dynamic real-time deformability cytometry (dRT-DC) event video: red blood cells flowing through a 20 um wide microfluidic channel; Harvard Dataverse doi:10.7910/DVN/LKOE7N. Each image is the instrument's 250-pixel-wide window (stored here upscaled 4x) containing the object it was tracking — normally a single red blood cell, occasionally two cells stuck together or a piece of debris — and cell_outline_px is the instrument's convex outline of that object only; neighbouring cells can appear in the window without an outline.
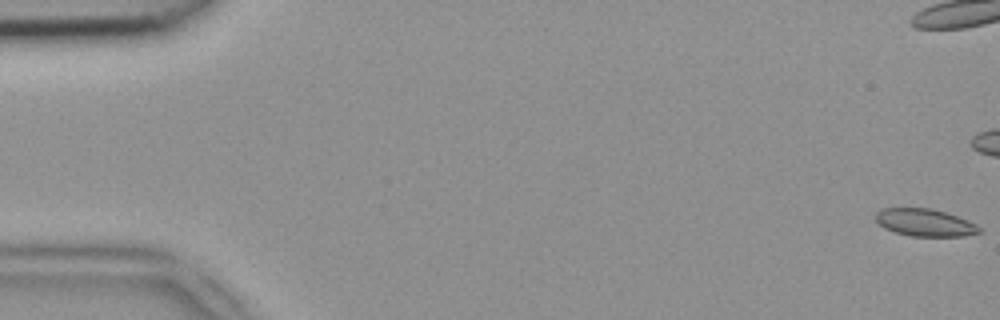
{"species": "common noctule bat (a hibernating species)", "species_latin": "Nyctalus noctula", "temperature_condition": "room temperature", "stored_images_in_passage": 51, "camera_frame_rate_fps": 3000, "um_per_image_px": 0.085, "animal": {"sex": "female", "body_mass_g": 18.4}, "frame": {"image": 1, "passage_image": 1, "time_ms": 0.0, "image_size_px": [1000, 320], "cell_outline_px": [[980, 232], [964, 236], [912, 236], [896, 232], [884, 228], [876, 220], [876, 212], [884, 208], [932, 208], [968, 220], [976, 224], [980, 228]], "centroid_in_image_um": [78.62, 18.91], "position_along_channel_um": 6.4, "area_um2": 16.36}}
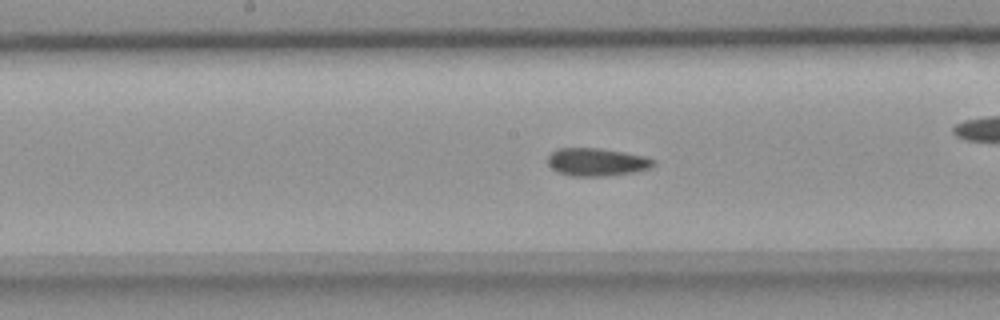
{"frame": {"image": 2, "passage_image": 26, "time_ms": 8.333, "image_size_px": [1000, 320], "cell_outline_px": [[656, 164], [652, 168], [636, 172], [604, 176], [572, 176], [560, 172], [552, 168], [548, 164], [548, 156], [556, 148], [600, 148], [624, 152], [644, 156], [656, 160]], "centroid_in_image_um": [50.77, 13.77], "position_along_channel_um": 197.4, "area_um2": 17.28}}
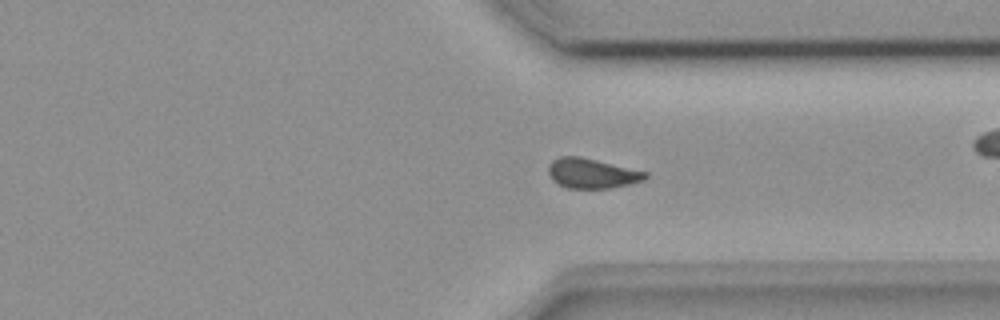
{"frame": {"image": 3, "passage_image": 38, "time_ms": 12.333, "image_size_px": [1000, 320], "cell_outline_px": [[648, 176], [644, 180], [628, 184], [608, 188], [568, 188], [552, 180], [548, 172], [548, 168], [552, 160], [560, 156], [580, 156], [648, 172]], "centroid_in_image_um": [50.31, 14.72], "position_along_channel_um": 361.1, "area_um2": 16.76}}